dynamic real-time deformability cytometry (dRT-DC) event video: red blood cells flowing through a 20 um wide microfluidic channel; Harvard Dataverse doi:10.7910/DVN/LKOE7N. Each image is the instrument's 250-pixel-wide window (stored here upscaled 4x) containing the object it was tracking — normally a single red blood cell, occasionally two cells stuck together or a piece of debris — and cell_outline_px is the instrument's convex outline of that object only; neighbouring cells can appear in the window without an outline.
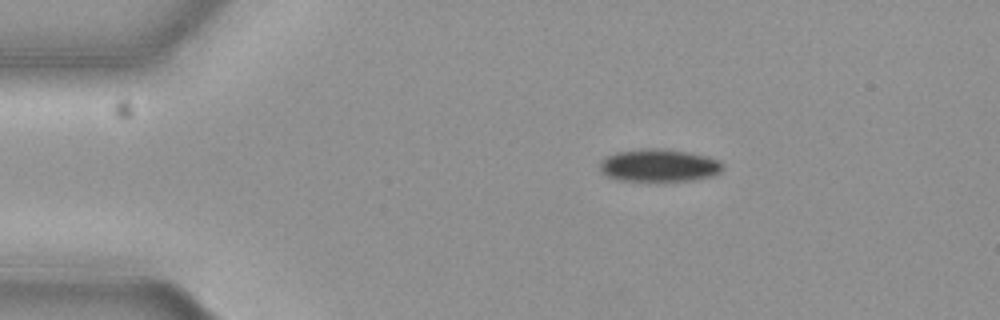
{"species": "common noctule bat (a hibernating species)", "species_latin": "Nyctalus noctula", "temperature_condition": "cold", "stored_images_in_passage": 47, "camera_frame_rate_fps": 3000, "um_per_image_px": 0.085, "animal": {"sex": "female", "body_mass_g": 19.3, "forearm_length_mm": 54.1}, "frame": {"image": 1, "passage_image": 1, "time_ms": 0.0, "image_size_px": [1000, 320], "cell_outline_px": [[724, 168], [716, 176], [696, 180], [616, 180], [600, 172], [600, 160], [616, 152], [688, 152], [704, 156], [716, 160], [724, 164]], "centroid_in_image_um": [56.05, 14.13], "position_along_channel_um": 28.9, "area_um2": 22.08}}
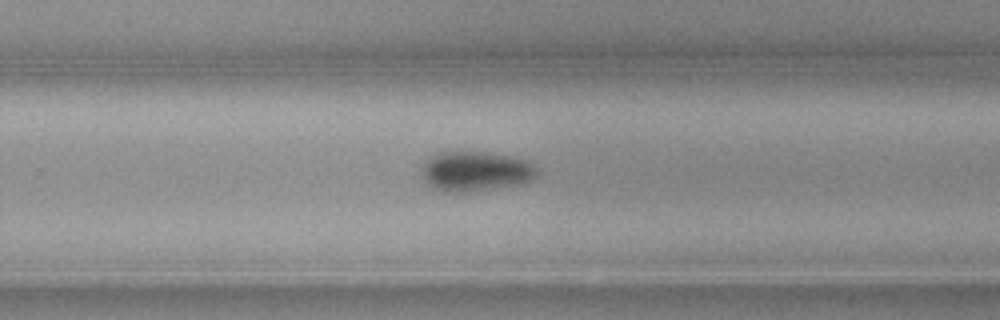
{"frame": {"image": 2, "passage_image": 27, "time_ms": 8.667, "image_size_px": [1000, 320], "cell_outline_px": [[540, 172], [536, 176], [520, 184], [472, 192], [440, 192], [424, 184], [420, 176], [420, 168], [428, 156], [440, 152], [456, 148], [488, 152], [512, 156], [528, 160]], "centroid_in_image_um": [40.31, 14.53], "position_along_channel_um": 289.5, "area_um2": 28.26}}
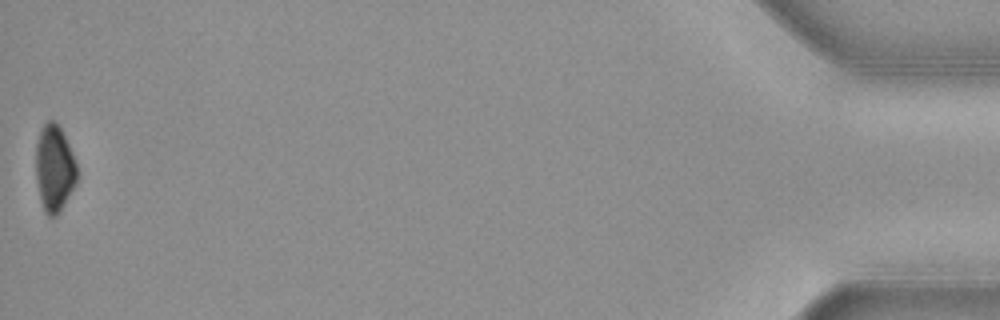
{"frame": {"image": 3, "passage_image": 47, "time_ms": 15.333, "image_size_px": [1000, 320], "cell_outline_px": [[76, 184], [60, 212], [56, 216], [48, 216], [44, 212], [40, 200], [36, 180], [36, 144], [40, 128], [48, 120], [52, 120], [60, 128], [68, 144], [76, 164]], "centroid_in_image_um": [4.6, 14.34], "position_along_channel_um": 430.6, "area_um2": 20.69}}